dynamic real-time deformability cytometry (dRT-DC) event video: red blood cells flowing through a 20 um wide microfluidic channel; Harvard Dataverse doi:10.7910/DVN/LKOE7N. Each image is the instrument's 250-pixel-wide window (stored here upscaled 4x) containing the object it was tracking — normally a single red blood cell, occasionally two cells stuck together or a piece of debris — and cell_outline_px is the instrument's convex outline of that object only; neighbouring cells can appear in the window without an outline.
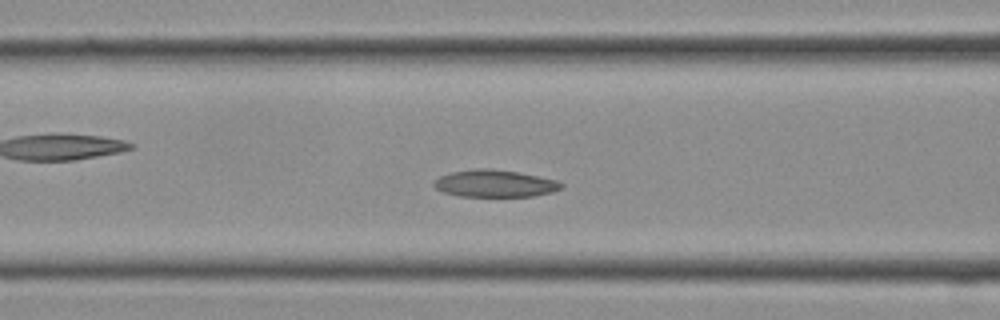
{"species": "Egyptian fruit bat (a non-hibernating species)", "species_latin": "Rousettus aegyptiacus", "temperature_condition": "cold", "stored_images_in_passage": 27, "camera_frame_rate_fps": 3000, "um_per_image_px": 0.085, "frame": {"image": 1, "passage_image": 9, "time_ms": 2.667, "image_size_px": [1000, 320], "cell_outline_px": [[564, 184], [560, 188], [552, 192], [532, 196], [460, 196], [444, 192], [436, 188], [432, 184], [440, 176], [452, 172], [476, 168], [488, 168], [520, 172], [556, 180]], "centroid_in_image_um": [42.06, 15.59], "position_along_channel_um": 124.5, "area_um2": 20.0}}
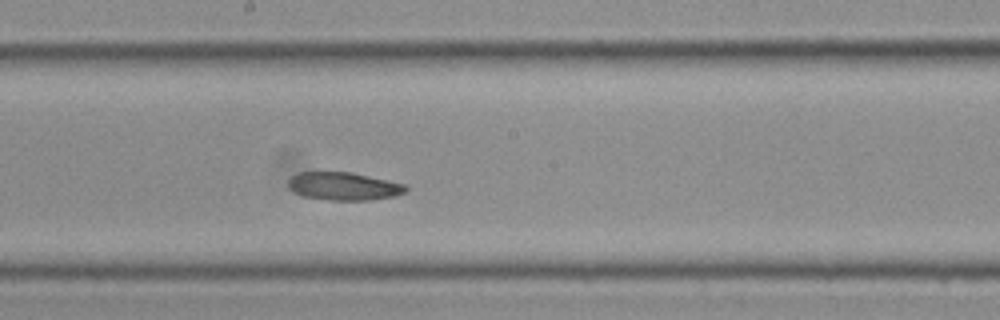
{"frame": {"image": 2, "passage_image": 13, "time_ms": 4.0, "image_size_px": [1000, 320], "cell_outline_px": [[408, 188], [404, 192], [396, 196], [368, 200], [328, 200], [304, 196], [292, 192], [288, 188], [288, 180], [292, 176], [300, 172], [352, 172], [388, 180], [404, 184]], "centroid_in_image_um": [29.19, 15.83], "position_along_channel_um": 219.0, "area_um2": 19.19}}
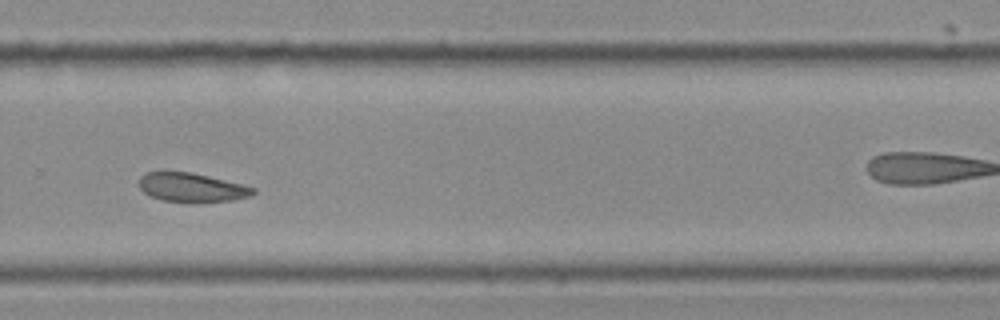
{"frame": {"image": 3, "passage_image": 17, "time_ms": 5.333, "image_size_px": [1000, 320], "cell_outline_px": [[256, 192], [252, 196], [232, 200], [192, 204], [188, 204], [160, 200], [144, 192], [140, 188], [140, 176], [144, 172], [192, 172], [256, 188]], "centroid_in_image_um": [16.3, 15.97], "position_along_channel_um": 313.5, "area_um2": 19.59}}